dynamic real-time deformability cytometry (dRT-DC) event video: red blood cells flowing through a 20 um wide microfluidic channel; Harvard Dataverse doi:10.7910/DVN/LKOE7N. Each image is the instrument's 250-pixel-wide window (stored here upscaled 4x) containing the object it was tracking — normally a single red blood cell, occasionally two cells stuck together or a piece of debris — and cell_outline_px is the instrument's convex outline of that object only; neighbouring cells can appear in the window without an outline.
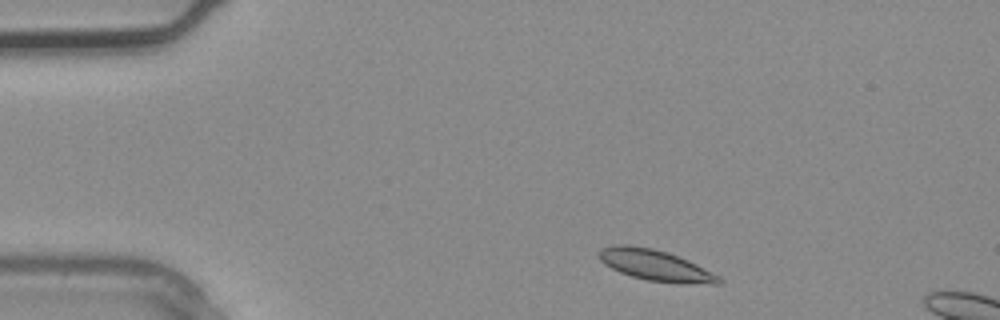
{"species": "common noctule bat (a hibernating species)", "species_latin": "Nyctalus noctula", "temperature_condition": "warm", "stored_images_in_passage": 2, "camera_frame_rate_fps": 3000, "um_per_image_px": 0.085, "animal": {"sex": "male", "body_mass_g": 20.4}, "frame": {"image": 1, "passage_image": 1, "time_ms": 0.0, "image_size_px": [1000, 320], "cell_outline_px": [[724, 280], [720, 284], [684, 284], [648, 280], [632, 276], [620, 272], [604, 264], [600, 260], [600, 248], [612, 244], [628, 244], [652, 248], [668, 252], [688, 260], [720, 276]], "centroid_in_image_um": [55.73, 22.55], "position_along_channel_um": 29.3, "area_um2": 21.73}}